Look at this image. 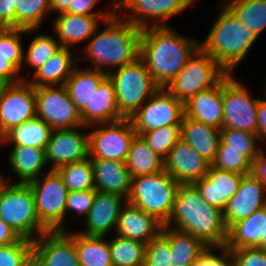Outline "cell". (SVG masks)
Segmentation results:
<instances>
[{
  "instance_id": "1",
  "label": "cell",
  "mask_w": 266,
  "mask_h": 266,
  "mask_svg": "<svg viewBox=\"0 0 266 266\" xmlns=\"http://www.w3.org/2000/svg\"><path fill=\"white\" fill-rule=\"evenodd\" d=\"M198 47L197 40L167 25L142 28L140 58L159 87L165 88L176 77Z\"/></svg>"
},
{
  "instance_id": "2",
  "label": "cell",
  "mask_w": 266,
  "mask_h": 266,
  "mask_svg": "<svg viewBox=\"0 0 266 266\" xmlns=\"http://www.w3.org/2000/svg\"><path fill=\"white\" fill-rule=\"evenodd\" d=\"M193 235L205 245L225 246L228 228L223 211L208 204L194 184H179L172 215L165 226Z\"/></svg>"
},
{
  "instance_id": "3",
  "label": "cell",
  "mask_w": 266,
  "mask_h": 266,
  "mask_svg": "<svg viewBox=\"0 0 266 266\" xmlns=\"http://www.w3.org/2000/svg\"><path fill=\"white\" fill-rule=\"evenodd\" d=\"M121 17L116 13L112 18L105 20L106 25L101 32L97 27L83 50L85 57H78V61L88 60L94 64V69L103 72L106 70L108 74L113 67H122L140 57L142 28Z\"/></svg>"
},
{
  "instance_id": "4",
  "label": "cell",
  "mask_w": 266,
  "mask_h": 266,
  "mask_svg": "<svg viewBox=\"0 0 266 266\" xmlns=\"http://www.w3.org/2000/svg\"><path fill=\"white\" fill-rule=\"evenodd\" d=\"M257 38L224 4L209 34L199 46L227 74H231L244 60Z\"/></svg>"
},
{
  "instance_id": "5",
  "label": "cell",
  "mask_w": 266,
  "mask_h": 266,
  "mask_svg": "<svg viewBox=\"0 0 266 266\" xmlns=\"http://www.w3.org/2000/svg\"><path fill=\"white\" fill-rule=\"evenodd\" d=\"M0 218L21 238L31 241L49 232L37 216L35 197L29 184H9L5 177L0 183Z\"/></svg>"
},
{
  "instance_id": "6",
  "label": "cell",
  "mask_w": 266,
  "mask_h": 266,
  "mask_svg": "<svg viewBox=\"0 0 266 266\" xmlns=\"http://www.w3.org/2000/svg\"><path fill=\"white\" fill-rule=\"evenodd\" d=\"M179 183L166 171L131 178L127 202L153 216L163 226L172 215Z\"/></svg>"
},
{
  "instance_id": "7",
  "label": "cell",
  "mask_w": 266,
  "mask_h": 266,
  "mask_svg": "<svg viewBox=\"0 0 266 266\" xmlns=\"http://www.w3.org/2000/svg\"><path fill=\"white\" fill-rule=\"evenodd\" d=\"M117 69L107 76L113 82L119 112L130 118L160 87L140 57Z\"/></svg>"
},
{
  "instance_id": "8",
  "label": "cell",
  "mask_w": 266,
  "mask_h": 266,
  "mask_svg": "<svg viewBox=\"0 0 266 266\" xmlns=\"http://www.w3.org/2000/svg\"><path fill=\"white\" fill-rule=\"evenodd\" d=\"M226 74L217 61L199 46L165 89L184 103L197 93L215 86Z\"/></svg>"
},
{
  "instance_id": "9",
  "label": "cell",
  "mask_w": 266,
  "mask_h": 266,
  "mask_svg": "<svg viewBox=\"0 0 266 266\" xmlns=\"http://www.w3.org/2000/svg\"><path fill=\"white\" fill-rule=\"evenodd\" d=\"M43 178L28 183L35 197L37 216L49 231H65L63 221L69 190L56 170H49Z\"/></svg>"
},
{
  "instance_id": "10",
  "label": "cell",
  "mask_w": 266,
  "mask_h": 266,
  "mask_svg": "<svg viewBox=\"0 0 266 266\" xmlns=\"http://www.w3.org/2000/svg\"><path fill=\"white\" fill-rule=\"evenodd\" d=\"M36 116L52 130L87 128L82 123L80 112L72 102L65 85L35 88Z\"/></svg>"
},
{
  "instance_id": "11",
  "label": "cell",
  "mask_w": 266,
  "mask_h": 266,
  "mask_svg": "<svg viewBox=\"0 0 266 266\" xmlns=\"http://www.w3.org/2000/svg\"><path fill=\"white\" fill-rule=\"evenodd\" d=\"M233 77H223L222 129L231 128L257 134L259 99H253L247 89Z\"/></svg>"
},
{
  "instance_id": "12",
  "label": "cell",
  "mask_w": 266,
  "mask_h": 266,
  "mask_svg": "<svg viewBox=\"0 0 266 266\" xmlns=\"http://www.w3.org/2000/svg\"><path fill=\"white\" fill-rule=\"evenodd\" d=\"M183 117L184 103L160 87L129 119L136 134L141 135L164 126L181 125Z\"/></svg>"
},
{
  "instance_id": "13",
  "label": "cell",
  "mask_w": 266,
  "mask_h": 266,
  "mask_svg": "<svg viewBox=\"0 0 266 266\" xmlns=\"http://www.w3.org/2000/svg\"><path fill=\"white\" fill-rule=\"evenodd\" d=\"M94 125H98L100 128L98 127L88 134L90 158L125 162L132 139L136 135L131 120L124 118L112 123Z\"/></svg>"
},
{
  "instance_id": "14",
  "label": "cell",
  "mask_w": 266,
  "mask_h": 266,
  "mask_svg": "<svg viewBox=\"0 0 266 266\" xmlns=\"http://www.w3.org/2000/svg\"><path fill=\"white\" fill-rule=\"evenodd\" d=\"M36 117L35 87L22 80L10 83L0 100V131L5 135L15 126Z\"/></svg>"
},
{
  "instance_id": "15",
  "label": "cell",
  "mask_w": 266,
  "mask_h": 266,
  "mask_svg": "<svg viewBox=\"0 0 266 266\" xmlns=\"http://www.w3.org/2000/svg\"><path fill=\"white\" fill-rule=\"evenodd\" d=\"M32 266H80L74 233L49 231L35 239Z\"/></svg>"
},
{
  "instance_id": "16",
  "label": "cell",
  "mask_w": 266,
  "mask_h": 266,
  "mask_svg": "<svg viewBox=\"0 0 266 266\" xmlns=\"http://www.w3.org/2000/svg\"><path fill=\"white\" fill-rule=\"evenodd\" d=\"M196 0H118L117 9L131 12L124 20L140 28L165 26L163 23L194 4ZM134 12V13H133ZM150 19L153 23L150 22ZM156 19V20H155ZM158 20V21H157ZM162 22V23H159Z\"/></svg>"
},
{
  "instance_id": "17",
  "label": "cell",
  "mask_w": 266,
  "mask_h": 266,
  "mask_svg": "<svg viewBox=\"0 0 266 266\" xmlns=\"http://www.w3.org/2000/svg\"><path fill=\"white\" fill-rule=\"evenodd\" d=\"M47 163L52 161L50 170L89 157V135H83L77 128L52 130L45 147Z\"/></svg>"
},
{
  "instance_id": "18",
  "label": "cell",
  "mask_w": 266,
  "mask_h": 266,
  "mask_svg": "<svg viewBox=\"0 0 266 266\" xmlns=\"http://www.w3.org/2000/svg\"><path fill=\"white\" fill-rule=\"evenodd\" d=\"M266 184L252 173L244 175L237 192L228 200L223 210L224 221L229 228L237 221L250 216L253 212L266 206L264 191Z\"/></svg>"
},
{
  "instance_id": "19",
  "label": "cell",
  "mask_w": 266,
  "mask_h": 266,
  "mask_svg": "<svg viewBox=\"0 0 266 266\" xmlns=\"http://www.w3.org/2000/svg\"><path fill=\"white\" fill-rule=\"evenodd\" d=\"M211 164L180 139L165 159V170L179 184H194L208 173Z\"/></svg>"
},
{
  "instance_id": "20",
  "label": "cell",
  "mask_w": 266,
  "mask_h": 266,
  "mask_svg": "<svg viewBox=\"0 0 266 266\" xmlns=\"http://www.w3.org/2000/svg\"><path fill=\"white\" fill-rule=\"evenodd\" d=\"M244 175L220 170L212 165L208 173L194 183L202 198L210 205L223 211L228 200L239 189Z\"/></svg>"
},
{
  "instance_id": "21",
  "label": "cell",
  "mask_w": 266,
  "mask_h": 266,
  "mask_svg": "<svg viewBox=\"0 0 266 266\" xmlns=\"http://www.w3.org/2000/svg\"><path fill=\"white\" fill-rule=\"evenodd\" d=\"M117 195L96 191L93 206L88 212L86 218V230L78 233L86 236H104L114 227L117 221L122 202L126 199Z\"/></svg>"
},
{
  "instance_id": "22",
  "label": "cell",
  "mask_w": 266,
  "mask_h": 266,
  "mask_svg": "<svg viewBox=\"0 0 266 266\" xmlns=\"http://www.w3.org/2000/svg\"><path fill=\"white\" fill-rule=\"evenodd\" d=\"M223 78L213 87L201 91L184 102V116L222 129Z\"/></svg>"
},
{
  "instance_id": "23",
  "label": "cell",
  "mask_w": 266,
  "mask_h": 266,
  "mask_svg": "<svg viewBox=\"0 0 266 266\" xmlns=\"http://www.w3.org/2000/svg\"><path fill=\"white\" fill-rule=\"evenodd\" d=\"M162 226L153 216L126 201L115 231L118 236L147 244L161 232Z\"/></svg>"
},
{
  "instance_id": "24",
  "label": "cell",
  "mask_w": 266,
  "mask_h": 266,
  "mask_svg": "<svg viewBox=\"0 0 266 266\" xmlns=\"http://www.w3.org/2000/svg\"><path fill=\"white\" fill-rule=\"evenodd\" d=\"M229 249L258 248L266 251V206L228 228Z\"/></svg>"
},
{
  "instance_id": "25",
  "label": "cell",
  "mask_w": 266,
  "mask_h": 266,
  "mask_svg": "<svg viewBox=\"0 0 266 266\" xmlns=\"http://www.w3.org/2000/svg\"><path fill=\"white\" fill-rule=\"evenodd\" d=\"M82 123L88 127L97 123H112L124 119L119 112L113 82L107 76L93 93L90 103L80 112Z\"/></svg>"
},
{
  "instance_id": "26",
  "label": "cell",
  "mask_w": 266,
  "mask_h": 266,
  "mask_svg": "<svg viewBox=\"0 0 266 266\" xmlns=\"http://www.w3.org/2000/svg\"><path fill=\"white\" fill-rule=\"evenodd\" d=\"M112 17L59 13L53 23L55 36L58 37L57 40L62 47L70 48L75 43L91 39L99 23Z\"/></svg>"
},
{
  "instance_id": "27",
  "label": "cell",
  "mask_w": 266,
  "mask_h": 266,
  "mask_svg": "<svg viewBox=\"0 0 266 266\" xmlns=\"http://www.w3.org/2000/svg\"><path fill=\"white\" fill-rule=\"evenodd\" d=\"M95 189L99 192L117 194L127 200L131 189V176L125 162L91 158Z\"/></svg>"
},
{
  "instance_id": "28",
  "label": "cell",
  "mask_w": 266,
  "mask_h": 266,
  "mask_svg": "<svg viewBox=\"0 0 266 266\" xmlns=\"http://www.w3.org/2000/svg\"><path fill=\"white\" fill-rule=\"evenodd\" d=\"M181 131V139L212 164L221 140V130L184 116Z\"/></svg>"
},
{
  "instance_id": "29",
  "label": "cell",
  "mask_w": 266,
  "mask_h": 266,
  "mask_svg": "<svg viewBox=\"0 0 266 266\" xmlns=\"http://www.w3.org/2000/svg\"><path fill=\"white\" fill-rule=\"evenodd\" d=\"M69 47H62L45 64L34 72V79L28 80L35 88L64 85L77 65ZM76 62V63H75Z\"/></svg>"
},
{
  "instance_id": "30",
  "label": "cell",
  "mask_w": 266,
  "mask_h": 266,
  "mask_svg": "<svg viewBox=\"0 0 266 266\" xmlns=\"http://www.w3.org/2000/svg\"><path fill=\"white\" fill-rule=\"evenodd\" d=\"M47 163L44 148L14 146L9 157V164L13 172L19 177V181L15 183L28 184L38 179L40 173Z\"/></svg>"
},
{
  "instance_id": "31",
  "label": "cell",
  "mask_w": 266,
  "mask_h": 266,
  "mask_svg": "<svg viewBox=\"0 0 266 266\" xmlns=\"http://www.w3.org/2000/svg\"><path fill=\"white\" fill-rule=\"evenodd\" d=\"M106 77L107 72L94 68L80 70L75 66L64 85L79 112L90 103L93 93Z\"/></svg>"
},
{
  "instance_id": "32",
  "label": "cell",
  "mask_w": 266,
  "mask_h": 266,
  "mask_svg": "<svg viewBox=\"0 0 266 266\" xmlns=\"http://www.w3.org/2000/svg\"><path fill=\"white\" fill-rule=\"evenodd\" d=\"M131 178L165 170V160L157 155L141 135H135L125 161Z\"/></svg>"
},
{
  "instance_id": "33",
  "label": "cell",
  "mask_w": 266,
  "mask_h": 266,
  "mask_svg": "<svg viewBox=\"0 0 266 266\" xmlns=\"http://www.w3.org/2000/svg\"><path fill=\"white\" fill-rule=\"evenodd\" d=\"M161 233L169 240L172 266H187L195 263L197 257L206 249L201 240L189 233L162 226Z\"/></svg>"
},
{
  "instance_id": "34",
  "label": "cell",
  "mask_w": 266,
  "mask_h": 266,
  "mask_svg": "<svg viewBox=\"0 0 266 266\" xmlns=\"http://www.w3.org/2000/svg\"><path fill=\"white\" fill-rule=\"evenodd\" d=\"M51 132L52 128L36 116L9 130L4 135V144L13 142V146L23 145L45 149Z\"/></svg>"
},
{
  "instance_id": "35",
  "label": "cell",
  "mask_w": 266,
  "mask_h": 266,
  "mask_svg": "<svg viewBox=\"0 0 266 266\" xmlns=\"http://www.w3.org/2000/svg\"><path fill=\"white\" fill-rule=\"evenodd\" d=\"M104 236H86L74 232L80 266H113L108 240Z\"/></svg>"
},
{
  "instance_id": "36",
  "label": "cell",
  "mask_w": 266,
  "mask_h": 266,
  "mask_svg": "<svg viewBox=\"0 0 266 266\" xmlns=\"http://www.w3.org/2000/svg\"><path fill=\"white\" fill-rule=\"evenodd\" d=\"M108 243L113 266H144L147 244L118 235Z\"/></svg>"
},
{
  "instance_id": "37",
  "label": "cell",
  "mask_w": 266,
  "mask_h": 266,
  "mask_svg": "<svg viewBox=\"0 0 266 266\" xmlns=\"http://www.w3.org/2000/svg\"><path fill=\"white\" fill-rule=\"evenodd\" d=\"M69 191L95 189L94 170L90 156L59 167L56 170Z\"/></svg>"
},
{
  "instance_id": "38",
  "label": "cell",
  "mask_w": 266,
  "mask_h": 266,
  "mask_svg": "<svg viewBox=\"0 0 266 266\" xmlns=\"http://www.w3.org/2000/svg\"><path fill=\"white\" fill-rule=\"evenodd\" d=\"M48 12L49 0H16L15 27L38 29Z\"/></svg>"
},
{
  "instance_id": "39",
  "label": "cell",
  "mask_w": 266,
  "mask_h": 266,
  "mask_svg": "<svg viewBox=\"0 0 266 266\" xmlns=\"http://www.w3.org/2000/svg\"><path fill=\"white\" fill-rule=\"evenodd\" d=\"M258 140V135L255 133L231 128L221 129L218 149L245 150V156L253 163L260 151L256 143Z\"/></svg>"
},
{
  "instance_id": "40",
  "label": "cell",
  "mask_w": 266,
  "mask_h": 266,
  "mask_svg": "<svg viewBox=\"0 0 266 266\" xmlns=\"http://www.w3.org/2000/svg\"><path fill=\"white\" fill-rule=\"evenodd\" d=\"M61 48L62 45L53 36L39 33L30 42L28 51L24 53V60L36 71Z\"/></svg>"
},
{
  "instance_id": "41",
  "label": "cell",
  "mask_w": 266,
  "mask_h": 266,
  "mask_svg": "<svg viewBox=\"0 0 266 266\" xmlns=\"http://www.w3.org/2000/svg\"><path fill=\"white\" fill-rule=\"evenodd\" d=\"M148 146L164 160L170 150L181 139V125L164 126L141 134Z\"/></svg>"
},
{
  "instance_id": "42",
  "label": "cell",
  "mask_w": 266,
  "mask_h": 266,
  "mask_svg": "<svg viewBox=\"0 0 266 266\" xmlns=\"http://www.w3.org/2000/svg\"><path fill=\"white\" fill-rule=\"evenodd\" d=\"M37 29H23L16 27L0 28V55L12 56V65L21 72L24 59L21 34L30 33Z\"/></svg>"
},
{
  "instance_id": "43",
  "label": "cell",
  "mask_w": 266,
  "mask_h": 266,
  "mask_svg": "<svg viewBox=\"0 0 266 266\" xmlns=\"http://www.w3.org/2000/svg\"><path fill=\"white\" fill-rule=\"evenodd\" d=\"M32 250L33 241L25 238L0 245V266H32Z\"/></svg>"
},
{
  "instance_id": "44",
  "label": "cell",
  "mask_w": 266,
  "mask_h": 266,
  "mask_svg": "<svg viewBox=\"0 0 266 266\" xmlns=\"http://www.w3.org/2000/svg\"><path fill=\"white\" fill-rule=\"evenodd\" d=\"M211 165L220 170L242 175L252 172V162L245 156V150L218 149L216 158Z\"/></svg>"
},
{
  "instance_id": "45",
  "label": "cell",
  "mask_w": 266,
  "mask_h": 266,
  "mask_svg": "<svg viewBox=\"0 0 266 266\" xmlns=\"http://www.w3.org/2000/svg\"><path fill=\"white\" fill-rule=\"evenodd\" d=\"M144 266H172L169 240L161 232L147 243Z\"/></svg>"
},
{
  "instance_id": "46",
  "label": "cell",
  "mask_w": 266,
  "mask_h": 266,
  "mask_svg": "<svg viewBox=\"0 0 266 266\" xmlns=\"http://www.w3.org/2000/svg\"><path fill=\"white\" fill-rule=\"evenodd\" d=\"M96 191V189L69 191L66 199V212L73 210L78 216L84 214L87 216L93 206Z\"/></svg>"
},
{
  "instance_id": "47",
  "label": "cell",
  "mask_w": 266,
  "mask_h": 266,
  "mask_svg": "<svg viewBox=\"0 0 266 266\" xmlns=\"http://www.w3.org/2000/svg\"><path fill=\"white\" fill-rule=\"evenodd\" d=\"M232 266H266V251L254 248L230 249Z\"/></svg>"
},
{
  "instance_id": "48",
  "label": "cell",
  "mask_w": 266,
  "mask_h": 266,
  "mask_svg": "<svg viewBox=\"0 0 266 266\" xmlns=\"http://www.w3.org/2000/svg\"><path fill=\"white\" fill-rule=\"evenodd\" d=\"M221 250V255L212 253V246H207L206 249L197 257L195 266H232L231 250L226 246L214 247Z\"/></svg>"
},
{
  "instance_id": "49",
  "label": "cell",
  "mask_w": 266,
  "mask_h": 266,
  "mask_svg": "<svg viewBox=\"0 0 266 266\" xmlns=\"http://www.w3.org/2000/svg\"><path fill=\"white\" fill-rule=\"evenodd\" d=\"M99 2V0H74L73 3H71L70 7L65 11L66 13L75 14V15H90V16H114L118 10L117 8V2L113 4V9L107 12H96L92 11L94 6ZM117 10V11H116Z\"/></svg>"
},
{
  "instance_id": "50",
  "label": "cell",
  "mask_w": 266,
  "mask_h": 266,
  "mask_svg": "<svg viewBox=\"0 0 266 266\" xmlns=\"http://www.w3.org/2000/svg\"><path fill=\"white\" fill-rule=\"evenodd\" d=\"M0 77L9 83H17L24 80L22 76L20 77V72L12 65V56L0 55Z\"/></svg>"
},
{
  "instance_id": "51",
  "label": "cell",
  "mask_w": 266,
  "mask_h": 266,
  "mask_svg": "<svg viewBox=\"0 0 266 266\" xmlns=\"http://www.w3.org/2000/svg\"><path fill=\"white\" fill-rule=\"evenodd\" d=\"M16 0H0V28L15 27Z\"/></svg>"
},
{
  "instance_id": "52",
  "label": "cell",
  "mask_w": 266,
  "mask_h": 266,
  "mask_svg": "<svg viewBox=\"0 0 266 266\" xmlns=\"http://www.w3.org/2000/svg\"><path fill=\"white\" fill-rule=\"evenodd\" d=\"M257 179L266 184V156L264 151L260 149L258 156L252 163V172Z\"/></svg>"
},
{
  "instance_id": "53",
  "label": "cell",
  "mask_w": 266,
  "mask_h": 266,
  "mask_svg": "<svg viewBox=\"0 0 266 266\" xmlns=\"http://www.w3.org/2000/svg\"><path fill=\"white\" fill-rule=\"evenodd\" d=\"M257 113H258L257 135L259 141H261L265 140L266 138V96L265 99H259Z\"/></svg>"
},
{
  "instance_id": "54",
  "label": "cell",
  "mask_w": 266,
  "mask_h": 266,
  "mask_svg": "<svg viewBox=\"0 0 266 266\" xmlns=\"http://www.w3.org/2000/svg\"><path fill=\"white\" fill-rule=\"evenodd\" d=\"M21 237L0 218V245H8L17 242Z\"/></svg>"
},
{
  "instance_id": "55",
  "label": "cell",
  "mask_w": 266,
  "mask_h": 266,
  "mask_svg": "<svg viewBox=\"0 0 266 266\" xmlns=\"http://www.w3.org/2000/svg\"><path fill=\"white\" fill-rule=\"evenodd\" d=\"M74 0H49V7L51 11H56V13L65 12L73 3Z\"/></svg>"
},
{
  "instance_id": "56",
  "label": "cell",
  "mask_w": 266,
  "mask_h": 266,
  "mask_svg": "<svg viewBox=\"0 0 266 266\" xmlns=\"http://www.w3.org/2000/svg\"><path fill=\"white\" fill-rule=\"evenodd\" d=\"M10 83L8 81H6L5 79L0 77V100L3 96V93L6 89V87L9 85Z\"/></svg>"
},
{
  "instance_id": "57",
  "label": "cell",
  "mask_w": 266,
  "mask_h": 266,
  "mask_svg": "<svg viewBox=\"0 0 266 266\" xmlns=\"http://www.w3.org/2000/svg\"><path fill=\"white\" fill-rule=\"evenodd\" d=\"M0 143H4V135L0 131Z\"/></svg>"
},
{
  "instance_id": "58",
  "label": "cell",
  "mask_w": 266,
  "mask_h": 266,
  "mask_svg": "<svg viewBox=\"0 0 266 266\" xmlns=\"http://www.w3.org/2000/svg\"><path fill=\"white\" fill-rule=\"evenodd\" d=\"M3 181V177L1 176V174H0V183Z\"/></svg>"
}]
</instances>
